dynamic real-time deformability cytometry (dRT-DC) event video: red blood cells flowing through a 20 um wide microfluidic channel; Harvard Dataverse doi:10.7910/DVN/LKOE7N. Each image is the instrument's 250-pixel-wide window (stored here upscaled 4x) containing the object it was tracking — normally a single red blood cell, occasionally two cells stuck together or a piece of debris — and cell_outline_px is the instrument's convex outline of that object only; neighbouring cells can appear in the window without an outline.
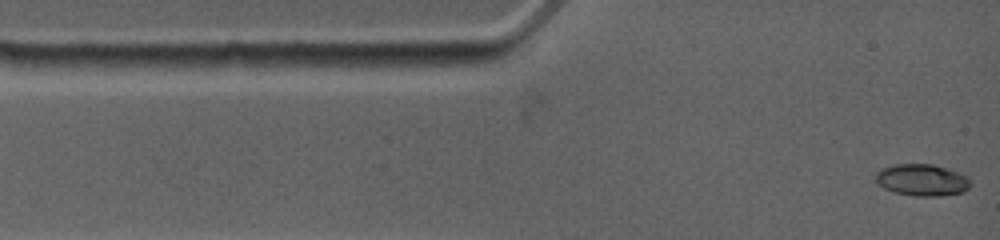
{"species": "common noctule bat (a hibernating species)", "species_latin": "Nyctalus noctula", "temperature_condition": "warm", "stored_images_in_passage": 16, "camera_frame_rate_fps": 4500, "um_per_image_px": 0.085, "animal": {"sex": "female", "body_mass_g": 19.0, "forearm_length_mm": 53.3}, "frame": {"image": 1, "passage_image": 1, "time_ms": 0.0, "image_size_px": [1000, 240], "cell_outline_px": [[972, 184], [964, 192], [936, 196], [916, 196], [892, 192], [884, 188], [872, 176], [880, 168], [896, 164], [932, 164], [968, 176]], "centroid_in_image_um": [78.34, 15.3], "position_along_channel_um": 6.7, "area_um2": 17.63}}
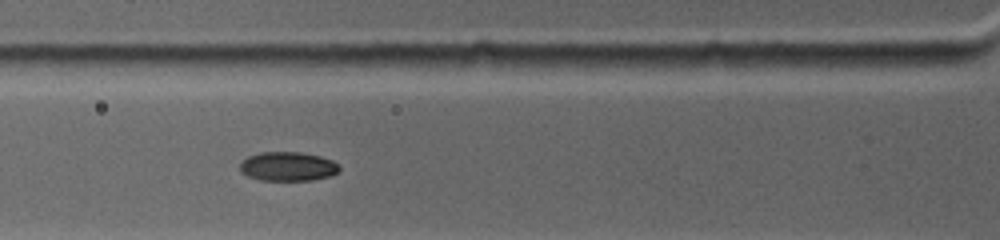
{"frame": {"image": 2, "passage_image": 10, "time_ms": 3.556, "image_size_px": [1000, 240], "cell_outline_px": [[340, 172], [332, 176], [312, 180], [260, 180], [248, 176], [240, 172], [240, 160], [248, 156], [260, 152], [300, 152], [320, 156], [332, 160], [340, 164]], "centroid_in_image_um": [24.48, 14.14], "position_along_channel_um": 101.3, "area_um2": 17.17}}
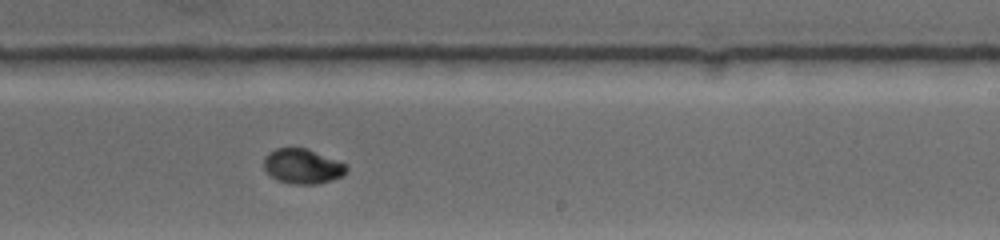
{"frame": {"image": 3, "passage_image": 16, "time_ms": 7.778, "image_size_px": [1000, 240], "cell_outline_px": [[348, 168], [340, 176], [332, 180], [316, 184], [292, 184], [276, 180], [264, 168], [264, 156], [268, 152], [276, 148], [308, 148], [348, 164]], "centroid_in_image_um": [25.71, 14.12], "position_along_channel_um": 263.3, "area_um2": 16.88}}